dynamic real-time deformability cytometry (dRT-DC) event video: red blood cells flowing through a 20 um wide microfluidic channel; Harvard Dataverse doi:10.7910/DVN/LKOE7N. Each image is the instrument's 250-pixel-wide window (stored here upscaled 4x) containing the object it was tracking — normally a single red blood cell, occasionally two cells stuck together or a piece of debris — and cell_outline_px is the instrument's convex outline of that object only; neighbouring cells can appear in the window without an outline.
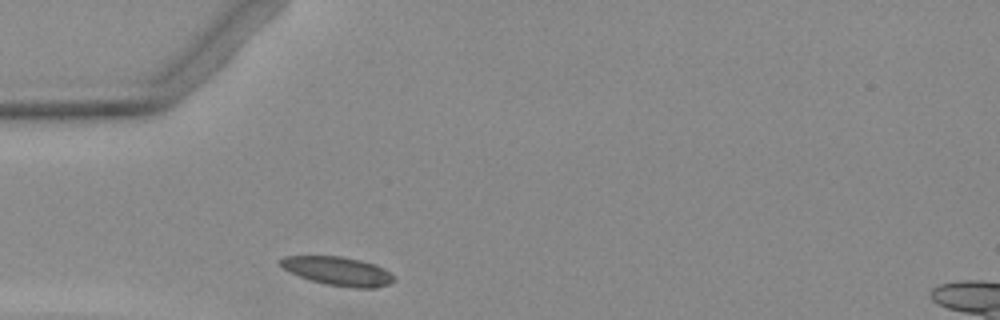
{"species": "Egyptian fruit bat (a non-hibernating species)", "species_latin": "Rousettus aegyptiacus", "temperature_condition": "warm", "stored_images_in_passage": 1, "camera_frame_rate_fps": 3000, "um_per_image_px": 0.085, "animal": {"sex": "female"}, "frame": {"image": 1, "passage_image": 1, "time_ms": 0.0, "image_size_px": [1000, 320], "cell_outline_px": [[396, 280], [388, 284], [376, 288], [352, 288], [324, 284], [308, 280], [288, 272], [276, 260], [284, 256], [340, 256], [360, 260], [376, 264], [384, 268], [396, 276]], "centroid_in_image_um": [28.72, 23.05], "position_along_channel_um": 56.3, "area_um2": 19.42}}